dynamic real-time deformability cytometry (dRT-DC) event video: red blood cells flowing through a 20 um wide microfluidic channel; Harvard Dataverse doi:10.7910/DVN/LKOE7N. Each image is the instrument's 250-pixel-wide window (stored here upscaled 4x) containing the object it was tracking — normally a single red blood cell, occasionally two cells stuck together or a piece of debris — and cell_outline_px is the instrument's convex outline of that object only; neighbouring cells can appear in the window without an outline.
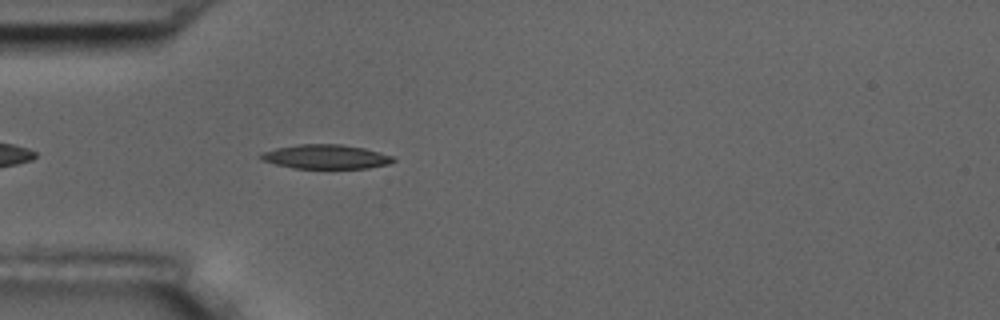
{"species": "common noctule bat (a hibernating species)", "species_latin": "Nyctalus noctula", "temperature_condition": "room temperature", "stored_images_in_passage": 44, "camera_frame_rate_fps": 3000, "um_per_image_px": 0.085, "animal": {"sex": "male", "body_mass_g": 17.5, "forearm_length_mm": 52.3}, "frame": {"image": 1, "passage_image": 4, "time_ms": 1.0, "image_size_px": [1000, 320], "cell_outline_px": [[396, 160], [388, 164], [368, 168], [292, 168], [260, 160], [256, 156], [260, 152], [276, 148], [300, 144], [340, 144], [364, 148], [380, 152], [392, 156]], "centroid_in_image_um": [27.64, 13.32], "position_along_channel_um": 57.4, "area_um2": 18.79}}
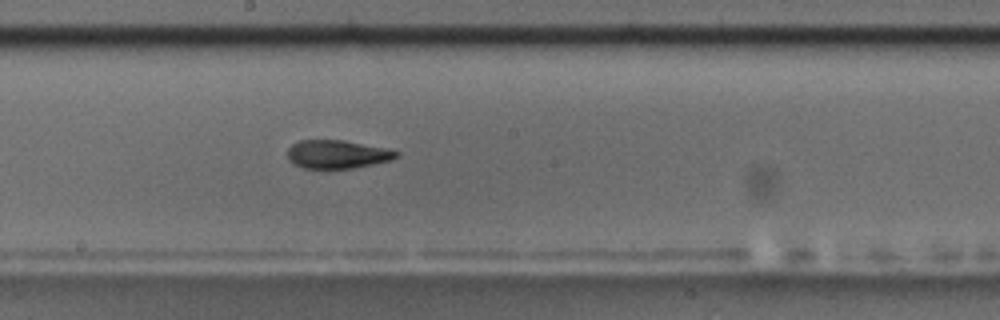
{"frame": {"image": 2, "passage_image": 18, "time_ms": 5.667, "image_size_px": [1000, 320], "cell_outline_px": [[400, 156], [392, 160], [352, 168], [304, 168], [288, 160], [288, 148], [292, 144], [300, 140], [344, 140], [388, 148], [400, 152]], "centroid_in_image_um": [28.71, 13.1], "position_along_channel_um": 219.5, "area_um2": 18.03}}
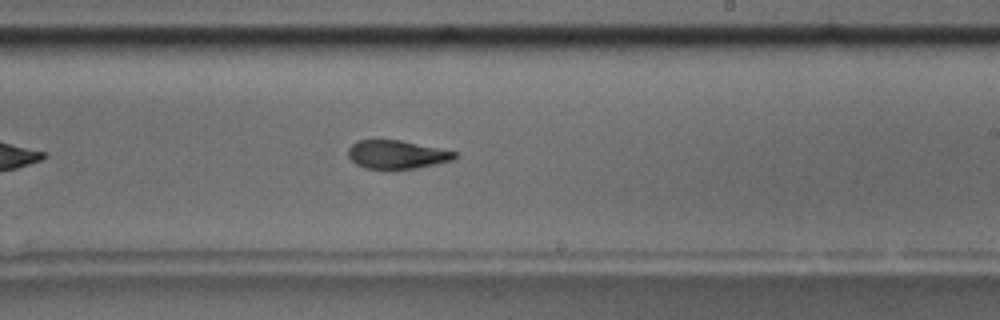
{"frame": {"image": 3, "passage_image": 21, "time_ms": 6.667, "image_size_px": [1000, 320], "cell_outline_px": [[456, 156], [452, 160], [416, 168], [388, 172], [368, 168], [356, 164], [348, 156], [348, 148], [356, 140], [400, 140], [440, 148], [456, 152]], "centroid_in_image_um": [33.69, 13.16], "position_along_channel_um": 255.3, "area_um2": 18.03}, "authors_computed_cell_mechanics": {"area_um2": 18.4671, "velocity_mm_per_s": 3.5794, "shape_relaxation_time_tau1_ms": 4.3665, "shape_relaxation_time_tau2_ms": 3.8344, "deformation_change_tau1": 0.1695, "deformation_change_tau2": 0.0907}}